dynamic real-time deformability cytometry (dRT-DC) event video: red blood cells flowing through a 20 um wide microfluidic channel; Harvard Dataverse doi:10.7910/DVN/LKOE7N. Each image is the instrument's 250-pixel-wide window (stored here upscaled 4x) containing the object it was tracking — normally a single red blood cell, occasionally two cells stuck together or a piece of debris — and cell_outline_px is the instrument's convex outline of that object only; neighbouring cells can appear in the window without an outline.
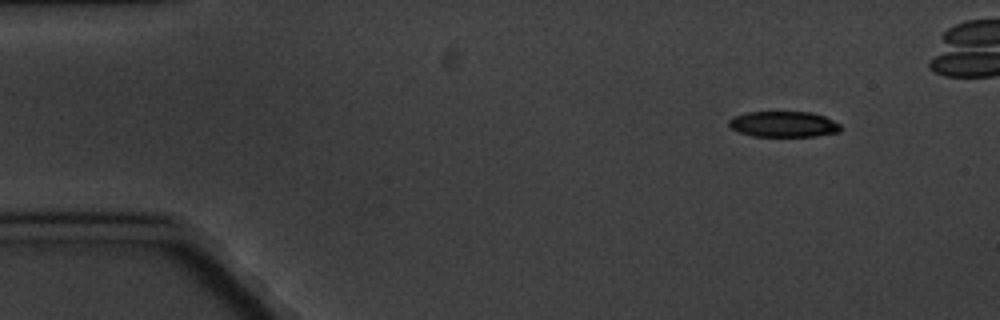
{"species": "common noctule bat (a hibernating species)", "species_latin": "Nyctalus noctula", "temperature_condition": "cold", "stored_images_in_passage": 5, "camera_frame_rate_fps": 3000, "um_per_image_px": 0.085, "animal": {"sex": "male", "body_mass_g": 20.1, "forearm_length_mm": 53.5}, "frame": {"image": 1, "passage_image": 1, "time_ms": 0.0, "image_size_px": [1000, 320], "cell_outline_px": [[840, 132], [816, 136], [752, 136], [740, 132], [732, 128], [728, 124], [728, 120], [732, 116], [748, 112], [812, 112], [824, 116], [840, 124]], "centroid_in_image_um": [66.59, 10.55], "position_along_channel_um": 18.4, "area_um2": 16.76}}